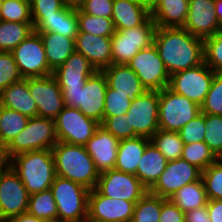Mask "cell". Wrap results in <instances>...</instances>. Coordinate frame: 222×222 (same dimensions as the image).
<instances>
[{
	"mask_svg": "<svg viewBox=\"0 0 222 222\" xmlns=\"http://www.w3.org/2000/svg\"><path fill=\"white\" fill-rule=\"evenodd\" d=\"M201 172L195 165L181 158L168 161L165 170L148 191L162 198H170L184 185L199 180Z\"/></svg>",
	"mask_w": 222,
	"mask_h": 222,
	"instance_id": "cell-17",
	"label": "cell"
},
{
	"mask_svg": "<svg viewBox=\"0 0 222 222\" xmlns=\"http://www.w3.org/2000/svg\"><path fill=\"white\" fill-rule=\"evenodd\" d=\"M215 73L203 62L194 68L172 74L168 87L201 106L209 92Z\"/></svg>",
	"mask_w": 222,
	"mask_h": 222,
	"instance_id": "cell-11",
	"label": "cell"
},
{
	"mask_svg": "<svg viewBox=\"0 0 222 222\" xmlns=\"http://www.w3.org/2000/svg\"><path fill=\"white\" fill-rule=\"evenodd\" d=\"M28 87L37 106V116L54 120L65 107L62 90L52 74L28 78Z\"/></svg>",
	"mask_w": 222,
	"mask_h": 222,
	"instance_id": "cell-16",
	"label": "cell"
},
{
	"mask_svg": "<svg viewBox=\"0 0 222 222\" xmlns=\"http://www.w3.org/2000/svg\"><path fill=\"white\" fill-rule=\"evenodd\" d=\"M131 101L132 99L127 97L126 94L113 93V89L107 86L103 116H116L127 113Z\"/></svg>",
	"mask_w": 222,
	"mask_h": 222,
	"instance_id": "cell-46",
	"label": "cell"
},
{
	"mask_svg": "<svg viewBox=\"0 0 222 222\" xmlns=\"http://www.w3.org/2000/svg\"><path fill=\"white\" fill-rule=\"evenodd\" d=\"M32 21L36 32H55L68 38L78 34L77 9L70 7L58 10V15L32 17Z\"/></svg>",
	"mask_w": 222,
	"mask_h": 222,
	"instance_id": "cell-24",
	"label": "cell"
},
{
	"mask_svg": "<svg viewBox=\"0 0 222 222\" xmlns=\"http://www.w3.org/2000/svg\"><path fill=\"white\" fill-rule=\"evenodd\" d=\"M102 72L106 77L107 86L113 89V93L126 94L134 99L147 91L137 74L126 64H112Z\"/></svg>",
	"mask_w": 222,
	"mask_h": 222,
	"instance_id": "cell-23",
	"label": "cell"
},
{
	"mask_svg": "<svg viewBox=\"0 0 222 222\" xmlns=\"http://www.w3.org/2000/svg\"><path fill=\"white\" fill-rule=\"evenodd\" d=\"M58 141L85 145L100 123L86 117L78 108L65 106L54 119Z\"/></svg>",
	"mask_w": 222,
	"mask_h": 222,
	"instance_id": "cell-9",
	"label": "cell"
},
{
	"mask_svg": "<svg viewBox=\"0 0 222 222\" xmlns=\"http://www.w3.org/2000/svg\"><path fill=\"white\" fill-rule=\"evenodd\" d=\"M9 165L30 195L49 190L56 176L52 149L17 154L9 160Z\"/></svg>",
	"mask_w": 222,
	"mask_h": 222,
	"instance_id": "cell-3",
	"label": "cell"
},
{
	"mask_svg": "<svg viewBox=\"0 0 222 222\" xmlns=\"http://www.w3.org/2000/svg\"><path fill=\"white\" fill-rule=\"evenodd\" d=\"M62 1L66 7H70L73 9H79L84 2V0H62Z\"/></svg>",
	"mask_w": 222,
	"mask_h": 222,
	"instance_id": "cell-56",
	"label": "cell"
},
{
	"mask_svg": "<svg viewBox=\"0 0 222 222\" xmlns=\"http://www.w3.org/2000/svg\"><path fill=\"white\" fill-rule=\"evenodd\" d=\"M28 120L25 115L0 106V144L6 147L24 129Z\"/></svg>",
	"mask_w": 222,
	"mask_h": 222,
	"instance_id": "cell-33",
	"label": "cell"
},
{
	"mask_svg": "<svg viewBox=\"0 0 222 222\" xmlns=\"http://www.w3.org/2000/svg\"><path fill=\"white\" fill-rule=\"evenodd\" d=\"M217 160L222 163V153L217 156Z\"/></svg>",
	"mask_w": 222,
	"mask_h": 222,
	"instance_id": "cell-58",
	"label": "cell"
},
{
	"mask_svg": "<svg viewBox=\"0 0 222 222\" xmlns=\"http://www.w3.org/2000/svg\"><path fill=\"white\" fill-rule=\"evenodd\" d=\"M32 17L58 15V10L65 7L62 0H30Z\"/></svg>",
	"mask_w": 222,
	"mask_h": 222,
	"instance_id": "cell-48",
	"label": "cell"
},
{
	"mask_svg": "<svg viewBox=\"0 0 222 222\" xmlns=\"http://www.w3.org/2000/svg\"><path fill=\"white\" fill-rule=\"evenodd\" d=\"M206 206L211 222H222V200L208 199Z\"/></svg>",
	"mask_w": 222,
	"mask_h": 222,
	"instance_id": "cell-52",
	"label": "cell"
},
{
	"mask_svg": "<svg viewBox=\"0 0 222 222\" xmlns=\"http://www.w3.org/2000/svg\"><path fill=\"white\" fill-rule=\"evenodd\" d=\"M204 142L216 156L222 153V116L205 114Z\"/></svg>",
	"mask_w": 222,
	"mask_h": 222,
	"instance_id": "cell-42",
	"label": "cell"
},
{
	"mask_svg": "<svg viewBox=\"0 0 222 222\" xmlns=\"http://www.w3.org/2000/svg\"><path fill=\"white\" fill-rule=\"evenodd\" d=\"M127 65L137 74L146 90L161 91L169 86L170 75L154 43L141 49Z\"/></svg>",
	"mask_w": 222,
	"mask_h": 222,
	"instance_id": "cell-10",
	"label": "cell"
},
{
	"mask_svg": "<svg viewBox=\"0 0 222 222\" xmlns=\"http://www.w3.org/2000/svg\"><path fill=\"white\" fill-rule=\"evenodd\" d=\"M0 106L15 110L28 118L36 117L37 106L29 92L28 78L12 83L1 91Z\"/></svg>",
	"mask_w": 222,
	"mask_h": 222,
	"instance_id": "cell-25",
	"label": "cell"
},
{
	"mask_svg": "<svg viewBox=\"0 0 222 222\" xmlns=\"http://www.w3.org/2000/svg\"><path fill=\"white\" fill-rule=\"evenodd\" d=\"M159 222H185V213L182 212L169 198L161 197Z\"/></svg>",
	"mask_w": 222,
	"mask_h": 222,
	"instance_id": "cell-50",
	"label": "cell"
},
{
	"mask_svg": "<svg viewBox=\"0 0 222 222\" xmlns=\"http://www.w3.org/2000/svg\"><path fill=\"white\" fill-rule=\"evenodd\" d=\"M154 45L170 76L204 62L203 39L191 35L182 27H157Z\"/></svg>",
	"mask_w": 222,
	"mask_h": 222,
	"instance_id": "cell-1",
	"label": "cell"
},
{
	"mask_svg": "<svg viewBox=\"0 0 222 222\" xmlns=\"http://www.w3.org/2000/svg\"><path fill=\"white\" fill-rule=\"evenodd\" d=\"M46 222H66V221H62V220H52V221H46Z\"/></svg>",
	"mask_w": 222,
	"mask_h": 222,
	"instance_id": "cell-59",
	"label": "cell"
},
{
	"mask_svg": "<svg viewBox=\"0 0 222 222\" xmlns=\"http://www.w3.org/2000/svg\"><path fill=\"white\" fill-rule=\"evenodd\" d=\"M23 78L44 77L51 75L43 41L36 31L11 51Z\"/></svg>",
	"mask_w": 222,
	"mask_h": 222,
	"instance_id": "cell-14",
	"label": "cell"
},
{
	"mask_svg": "<svg viewBox=\"0 0 222 222\" xmlns=\"http://www.w3.org/2000/svg\"><path fill=\"white\" fill-rule=\"evenodd\" d=\"M161 213V197L147 192L134 207L131 222H159Z\"/></svg>",
	"mask_w": 222,
	"mask_h": 222,
	"instance_id": "cell-37",
	"label": "cell"
},
{
	"mask_svg": "<svg viewBox=\"0 0 222 222\" xmlns=\"http://www.w3.org/2000/svg\"><path fill=\"white\" fill-rule=\"evenodd\" d=\"M214 3H215L214 12L216 14L219 24L222 26V0H214Z\"/></svg>",
	"mask_w": 222,
	"mask_h": 222,
	"instance_id": "cell-55",
	"label": "cell"
},
{
	"mask_svg": "<svg viewBox=\"0 0 222 222\" xmlns=\"http://www.w3.org/2000/svg\"><path fill=\"white\" fill-rule=\"evenodd\" d=\"M75 51L81 53L96 71H102L112 65L111 37L78 31L75 37Z\"/></svg>",
	"mask_w": 222,
	"mask_h": 222,
	"instance_id": "cell-21",
	"label": "cell"
},
{
	"mask_svg": "<svg viewBox=\"0 0 222 222\" xmlns=\"http://www.w3.org/2000/svg\"><path fill=\"white\" fill-rule=\"evenodd\" d=\"M57 176L81 184L89 190L96 188L100 173L84 145L58 141L52 148Z\"/></svg>",
	"mask_w": 222,
	"mask_h": 222,
	"instance_id": "cell-2",
	"label": "cell"
},
{
	"mask_svg": "<svg viewBox=\"0 0 222 222\" xmlns=\"http://www.w3.org/2000/svg\"><path fill=\"white\" fill-rule=\"evenodd\" d=\"M200 107L204 114L222 116V73H215L209 92Z\"/></svg>",
	"mask_w": 222,
	"mask_h": 222,
	"instance_id": "cell-43",
	"label": "cell"
},
{
	"mask_svg": "<svg viewBox=\"0 0 222 222\" xmlns=\"http://www.w3.org/2000/svg\"><path fill=\"white\" fill-rule=\"evenodd\" d=\"M209 200H222V163L216 160L201 172Z\"/></svg>",
	"mask_w": 222,
	"mask_h": 222,
	"instance_id": "cell-40",
	"label": "cell"
},
{
	"mask_svg": "<svg viewBox=\"0 0 222 222\" xmlns=\"http://www.w3.org/2000/svg\"><path fill=\"white\" fill-rule=\"evenodd\" d=\"M100 125L119 141L134 138V128H130L129 117L126 113L116 116H103V122Z\"/></svg>",
	"mask_w": 222,
	"mask_h": 222,
	"instance_id": "cell-45",
	"label": "cell"
},
{
	"mask_svg": "<svg viewBox=\"0 0 222 222\" xmlns=\"http://www.w3.org/2000/svg\"><path fill=\"white\" fill-rule=\"evenodd\" d=\"M0 20L18 23H33L30 0H3Z\"/></svg>",
	"mask_w": 222,
	"mask_h": 222,
	"instance_id": "cell-39",
	"label": "cell"
},
{
	"mask_svg": "<svg viewBox=\"0 0 222 222\" xmlns=\"http://www.w3.org/2000/svg\"><path fill=\"white\" fill-rule=\"evenodd\" d=\"M29 193L19 175L8 165L0 171V222L27 212Z\"/></svg>",
	"mask_w": 222,
	"mask_h": 222,
	"instance_id": "cell-12",
	"label": "cell"
},
{
	"mask_svg": "<svg viewBox=\"0 0 222 222\" xmlns=\"http://www.w3.org/2000/svg\"><path fill=\"white\" fill-rule=\"evenodd\" d=\"M150 17V10L133 0H114L112 21L115 30L138 27Z\"/></svg>",
	"mask_w": 222,
	"mask_h": 222,
	"instance_id": "cell-27",
	"label": "cell"
},
{
	"mask_svg": "<svg viewBox=\"0 0 222 222\" xmlns=\"http://www.w3.org/2000/svg\"><path fill=\"white\" fill-rule=\"evenodd\" d=\"M167 162L166 157L150 142L139 160L136 177L149 190L165 170Z\"/></svg>",
	"mask_w": 222,
	"mask_h": 222,
	"instance_id": "cell-30",
	"label": "cell"
},
{
	"mask_svg": "<svg viewBox=\"0 0 222 222\" xmlns=\"http://www.w3.org/2000/svg\"><path fill=\"white\" fill-rule=\"evenodd\" d=\"M182 212L207 205V195L202 178L184 185L169 198Z\"/></svg>",
	"mask_w": 222,
	"mask_h": 222,
	"instance_id": "cell-31",
	"label": "cell"
},
{
	"mask_svg": "<svg viewBox=\"0 0 222 222\" xmlns=\"http://www.w3.org/2000/svg\"><path fill=\"white\" fill-rule=\"evenodd\" d=\"M156 28L150 16L138 27L116 30L111 37L112 64L127 65L141 49L151 46Z\"/></svg>",
	"mask_w": 222,
	"mask_h": 222,
	"instance_id": "cell-7",
	"label": "cell"
},
{
	"mask_svg": "<svg viewBox=\"0 0 222 222\" xmlns=\"http://www.w3.org/2000/svg\"><path fill=\"white\" fill-rule=\"evenodd\" d=\"M136 203L104 196L94 188L90 190L88 196V216L86 222H131Z\"/></svg>",
	"mask_w": 222,
	"mask_h": 222,
	"instance_id": "cell-18",
	"label": "cell"
},
{
	"mask_svg": "<svg viewBox=\"0 0 222 222\" xmlns=\"http://www.w3.org/2000/svg\"><path fill=\"white\" fill-rule=\"evenodd\" d=\"M22 79L12 53L0 51V92Z\"/></svg>",
	"mask_w": 222,
	"mask_h": 222,
	"instance_id": "cell-44",
	"label": "cell"
},
{
	"mask_svg": "<svg viewBox=\"0 0 222 222\" xmlns=\"http://www.w3.org/2000/svg\"><path fill=\"white\" fill-rule=\"evenodd\" d=\"M159 129L178 132L201 113V107L169 87L159 91Z\"/></svg>",
	"mask_w": 222,
	"mask_h": 222,
	"instance_id": "cell-8",
	"label": "cell"
},
{
	"mask_svg": "<svg viewBox=\"0 0 222 222\" xmlns=\"http://www.w3.org/2000/svg\"><path fill=\"white\" fill-rule=\"evenodd\" d=\"M7 222H45L34 215L25 212L10 218Z\"/></svg>",
	"mask_w": 222,
	"mask_h": 222,
	"instance_id": "cell-53",
	"label": "cell"
},
{
	"mask_svg": "<svg viewBox=\"0 0 222 222\" xmlns=\"http://www.w3.org/2000/svg\"><path fill=\"white\" fill-rule=\"evenodd\" d=\"M185 222H211L207 206L185 212Z\"/></svg>",
	"mask_w": 222,
	"mask_h": 222,
	"instance_id": "cell-51",
	"label": "cell"
},
{
	"mask_svg": "<svg viewBox=\"0 0 222 222\" xmlns=\"http://www.w3.org/2000/svg\"><path fill=\"white\" fill-rule=\"evenodd\" d=\"M189 0H156L150 16L157 27L178 28L185 24Z\"/></svg>",
	"mask_w": 222,
	"mask_h": 222,
	"instance_id": "cell-26",
	"label": "cell"
},
{
	"mask_svg": "<svg viewBox=\"0 0 222 222\" xmlns=\"http://www.w3.org/2000/svg\"><path fill=\"white\" fill-rule=\"evenodd\" d=\"M78 31L95 36L112 37L115 27L112 19L95 17L77 9Z\"/></svg>",
	"mask_w": 222,
	"mask_h": 222,
	"instance_id": "cell-36",
	"label": "cell"
},
{
	"mask_svg": "<svg viewBox=\"0 0 222 222\" xmlns=\"http://www.w3.org/2000/svg\"><path fill=\"white\" fill-rule=\"evenodd\" d=\"M50 190L57 204L58 220L66 222L87 221L89 189L56 175Z\"/></svg>",
	"mask_w": 222,
	"mask_h": 222,
	"instance_id": "cell-5",
	"label": "cell"
},
{
	"mask_svg": "<svg viewBox=\"0 0 222 222\" xmlns=\"http://www.w3.org/2000/svg\"><path fill=\"white\" fill-rule=\"evenodd\" d=\"M65 106L78 108L86 117L103 122L107 80L102 71H96L84 87H60Z\"/></svg>",
	"mask_w": 222,
	"mask_h": 222,
	"instance_id": "cell-4",
	"label": "cell"
},
{
	"mask_svg": "<svg viewBox=\"0 0 222 222\" xmlns=\"http://www.w3.org/2000/svg\"><path fill=\"white\" fill-rule=\"evenodd\" d=\"M27 212L45 222L57 220V204L54 200L52 191L49 189L29 195Z\"/></svg>",
	"mask_w": 222,
	"mask_h": 222,
	"instance_id": "cell-34",
	"label": "cell"
},
{
	"mask_svg": "<svg viewBox=\"0 0 222 222\" xmlns=\"http://www.w3.org/2000/svg\"><path fill=\"white\" fill-rule=\"evenodd\" d=\"M57 142L55 121L36 116L29 118L24 129L5 147V154L10 160L23 152L52 149Z\"/></svg>",
	"mask_w": 222,
	"mask_h": 222,
	"instance_id": "cell-6",
	"label": "cell"
},
{
	"mask_svg": "<svg viewBox=\"0 0 222 222\" xmlns=\"http://www.w3.org/2000/svg\"><path fill=\"white\" fill-rule=\"evenodd\" d=\"M133 1L145 6L150 11L154 7L156 2V0H133Z\"/></svg>",
	"mask_w": 222,
	"mask_h": 222,
	"instance_id": "cell-57",
	"label": "cell"
},
{
	"mask_svg": "<svg viewBox=\"0 0 222 222\" xmlns=\"http://www.w3.org/2000/svg\"><path fill=\"white\" fill-rule=\"evenodd\" d=\"M159 91L147 90L132 99L127 116L130 128H134V137L151 138L159 130L158 121Z\"/></svg>",
	"mask_w": 222,
	"mask_h": 222,
	"instance_id": "cell-13",
	"label": "cell"
},
{
	"mask_svg": "<svg viewBox=\"0 0 222 222\" xmlns=\"http://www.w3.org/2000/svg\"><path fill=\"white\" fill-rule=\"evenodd\" d=\"M33 32V23H18L0 20V51L11 52Z\"/></svg>",
	"mask_w": 222,
	"mask_h": 222,
	"instance_id": "cell-32",
	"label": "cell"
},
{
	"mask_svg": "<svg viewBox=\"0 0 222 222\" xmlns=\"http://www.w3.org/2000/svg\"><path fill=\"white\" fill-rule=\"evenodd\" d=\"M101 222H118V221H101Z\"/></svg>",
	"mask_w": 222,
	"mask_h": 222,
	"instance_id": "cell-61",
	"label": "cell"
},
{
	"mask_svg": "<svg viewBox=\"0 0 222 222\" xmlns=\"http://www.w3.org/2000/svg\"><path fill=\"white\" fill-rule=\"evenodd\" d=\"M114 0H84L80 9L95 17L112 18Z\"/></svg>",
	"mask_w": 222,
	"mask_h": 222,
	"instance_id": "cell-49",
	"label": "cell"
},
{
	"mask_svg": "<svg viewBox=\"0 0 222 222\" xmlns=\"http://www.w3.org/2000/svg\"><path fill=\"white\" fill-rule=\"evenodd\" d=\"M188 15L183 29L200 39H206L221 31L214 12V0H189Z\"/></svg>",
	"mask_w": 222,
	"mask_h": 222,
	"instance_id": "cell-19",
	"label": "cell"
},
{
	"mask_svg": "<svg viewBox=\"0 0 222 222\" xmlns=\"http://www.w3.org/2000/svg\"><path fill=\"white\" fill-rule=\"evenodd\" d=\"M2 1H3V0H0V11H1V5H2Z\"/></svg>",
	"mask_w": 222,
	"mask_h": 222,
	"instance_id": "cell-60",
	"label": "cell"
},
{
	"mask_svg": "<svg viewBox=\"0 0 222 222\" xmlns=\"http://www.w3.org/2000/svg\"><path fill=\"white\" fill-rule=\"evenodd\" d=\"M9 165V160L5 154V147L0 144V171L4 170Z\"/></svg>",
	"mask_w": 222,
	"mask_h": 222,
	"instance_id": "cell-54",
	"label": "cell"
},
{
	"mask_svg": "<svg viewBox=\"0 0 222 222\" xmlns=\"http://www.w3.org/2000/svg\"><path fill=\"white\" fill-rule=\"evenodd\" d=\"M119 140L103 126L84 145L99 173L114 169Z\"/></svg>",
	"mask_w": 222,
	"mask_h": 222,
	"instance_id": "cell-20",
	"label": "cell"
},
{
	"mask_svg": "<svg viewBox=\"0 0 222 222\" xmlns=\"http://www.w3.org/2000/svg\"><path fill=\"white\" fill-rule=\"evenodd\" d=\"M205 130V114L201 112L185 124L178 133L184 144H191L204 141Z\"/></svg>",
	"mask_w": 222,
	"mask_h": 222,
	"instance_id": "cell-47",
	"label": "cell"
},
{
	"mask_svg": "<svg viewBox=\"0 0 222 222\" xmlns=\"http://www.w3.org/2000/svg\"><path fill=\"white\" fill-rule=\"evenodd\" d=\"M204 63L214 72L222 73V32L203 40Z\"/></svg>",
	"mask_w": 222,
	"mask_h": 222,
	"instance_id": "cell-41",
	"label": "cell"
},
{
	"mask_svg": "<svg viewBox=\"0 0 222 222\" xmlns=\"http://www.w3.org/2000/svg\"><path fill=\"white\" fill-rule=\"evenodd\" d=\"M39 33L49 68L54 71L75 51V38H68L55 32Z\"/></svg>",
	"mask_w": 222,
	"mask_h": 222,
	"instance_id": "cell-28",
	"label": "cell"
},
{
	"mask_svg": "<svg viewBox=\"0 0 222 222\" xmlns=\"http://www.w3.org/2000/svg\"><path fill=\"white\" fill-rule=\"evenodd\" d=\"M95 72L91 63L81 53L74 51L52 75L59 87H84L86 80Z\"/></svg>",
	"mask_w": 222,
	"mask_h": 222,
	"instance_id": "cell-22",
	"label": "cell"
},
{
	"mask_svg": "<svg viewBox=\"0 0 222 222\" xmlns=\"http://www.w3.org/2000/svg\"><path fill=\"white\" fill-rule=\"evenodd\" d=\"M181 159L203 171L217 160V156L204 141H199L184 144Z\"/></svg>",
	"mask_w": 222,
	"mask_h": 222,
	"instance_id": "cell-38",
	"label": "cell"
},
{
	"mask_svg": "<svg viewBox=\"0 0 222 222\" xmlns=\"http://www.w3.org/2000/svg\"><path fill=\"white\" fill-rule=\"evenodd\" d=\"M150 142L142 136L120 140L114 169L136 175L139 160Z\"/></svg>",
	"mask_w": 222,
	"mask_h": 222,
	"instance_id": "cell-29",
	"label": "cell"
},
{
	"mask_svg": "<svg viewBox=\"0 0 222 222\" xmlns=\"http://www.w3.org/2000/svg\"><path fill=\"white\" fill-rule=\"evenodd\" d=\"M95 189L104 196L132 202H137L148 192L136 175L117 169L100 173Z\"/></svg>",
	"mask_w": 222,
	"mask_h": 222,
	"instance_id": "cell-15",
	"label": "cell"
},
{
	"mask_svg": "<svg viewBox=\"0 0 222 222\" xmlns=\"http://www.w3.org/2000/svg\"><path fill=\"white\" fill-rule=\"evenodd\" d=\"M150 141L168 161L181 158L184 142L178 132L159 129L150 138Z\"/></svg>",
	"mask_w": 222,
	"mask_h": 222,
	"instance_id": "cell-35",
	"label": "cell"
}]
</instances>
